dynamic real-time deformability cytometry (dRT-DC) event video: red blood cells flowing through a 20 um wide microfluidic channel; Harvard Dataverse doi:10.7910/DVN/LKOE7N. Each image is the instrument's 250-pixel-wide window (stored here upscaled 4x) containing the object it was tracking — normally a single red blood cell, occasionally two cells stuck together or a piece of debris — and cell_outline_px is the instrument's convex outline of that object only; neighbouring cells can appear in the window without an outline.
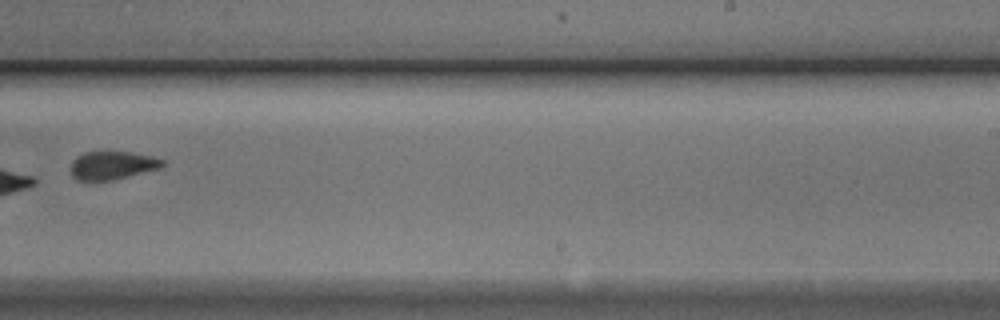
{"species": "Egyptian fruit bat (a non-hibernating species)", "species_latin": "Rousettus aegyptiacus", "temperature_condition": "cold", "stored_images_in_passage": 10, "camera_frame_rate_fps": 3000, "um_per_image_px": 0.085, "animal": {"sex": "male"}, "frame": {"image": 1, "passage_image": 10, "time_ms": 11.0, "image_size_px": [1000, 320], "cell_outline_px": [[164, 164], [160, 168], [112, 180], [76, 180], [72, 176], [72, 160], [76, 156], [84, 152], [132, 152], [152, 156], [164, 160]], "centroid_in_image_um": [9.54, 14.04], "position_along_channel_um": 279.5, "area_um2": 14.97}}